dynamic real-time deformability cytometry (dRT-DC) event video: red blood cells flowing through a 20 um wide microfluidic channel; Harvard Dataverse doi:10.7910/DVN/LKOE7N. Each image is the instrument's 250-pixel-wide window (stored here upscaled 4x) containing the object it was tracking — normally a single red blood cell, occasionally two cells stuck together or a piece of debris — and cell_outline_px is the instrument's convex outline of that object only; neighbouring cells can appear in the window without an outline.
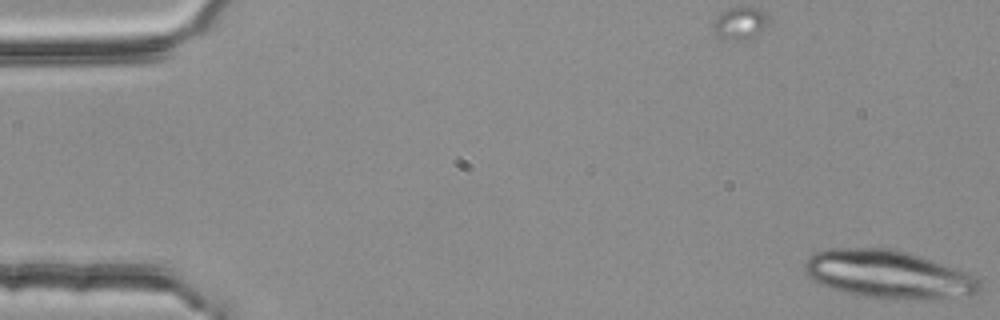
{"species": "common noctule bat (a hibernating species)", "species_latin": "Nyctalus noctula", "temperature_condition": "room temperature", "stored_images_in_passage": 4, "camera_frame_rate_fps": 3000, "um_per_image_px": 0.085, "animal": {"sex": "female", "body_mass_g": 25.1}, "frame": {"image": 1, "passage_image": 1, "time_ms": 0.0, "image_size_px": [1000, 320], "cell_outline_px": [[980, 288], [972, 296], [928, 300], [916, 300], [856, 296], [832, 288], [812, 280], [804, 272], [804, 264], [808, 256], [816, 252], [828, 248], [888, 248], [908, 252], [920, 256], [976, 276], [980, 280]], "centroid_in_image_um": [75.51, 23.34], "position_along_channel_um": 9.5, "area_um2": 49.25}}